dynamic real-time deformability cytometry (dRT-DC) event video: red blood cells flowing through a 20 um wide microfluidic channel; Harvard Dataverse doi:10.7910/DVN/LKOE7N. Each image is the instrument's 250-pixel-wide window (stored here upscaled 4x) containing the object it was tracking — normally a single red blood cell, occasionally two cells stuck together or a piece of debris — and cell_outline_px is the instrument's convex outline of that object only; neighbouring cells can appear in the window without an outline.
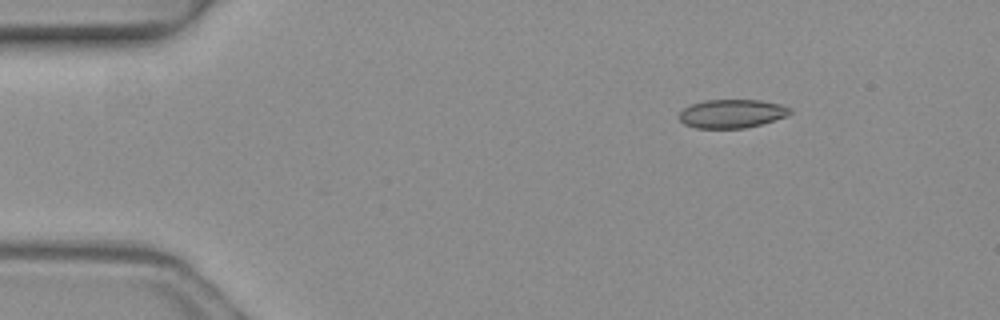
{"species": "common noctule bat (a hibernating species)", "species_latin": "Nyctalus noctula", "temperature_condition": "warm", "stored_images_in_passage": 5, "segment_of_instrument_passage": [2, 2], "camera_frame_rate_fps": 3000, "um_per_image_px": 0.085, "animal": {"sex": "female", "body_mass_g": 19.3, "forearm_length_mm": 54.1}, "frame": {"image": 1, "passage_image": 5, "time_ms": 1.333, "image_size_px": [1000, 320], "cell_outline_px": [[792, 112], [788, 116], [760, 124], [744, 128], [696, 128], [684, 124], [680, 120], [680, 112], [684, 108], [692, 104], [704, 100], [760, 100], [780, 104], [792, 108]], "centroid_in_image_um": [62.23, 9.66], "position_along_channel_um": 22.8, "area_um2": 18.44}}